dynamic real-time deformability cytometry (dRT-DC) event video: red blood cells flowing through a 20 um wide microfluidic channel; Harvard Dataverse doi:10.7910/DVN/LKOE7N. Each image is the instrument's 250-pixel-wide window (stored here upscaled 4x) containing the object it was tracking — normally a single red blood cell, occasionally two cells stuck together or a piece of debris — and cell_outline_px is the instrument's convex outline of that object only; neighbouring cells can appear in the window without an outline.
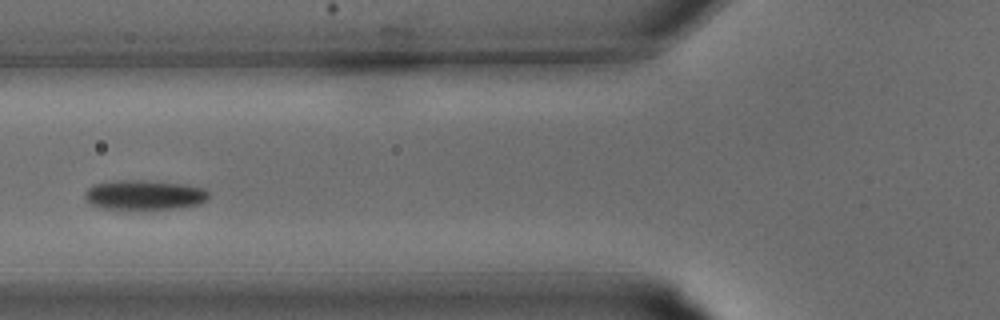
{"species": "common noctule bat (a hibernating species)", "species_latin": "Nyctalus noctula", "temperature_condition": "warm", "stored_images_in_passage": 25, "camera_frame_rate_fps": 3000, "um_per_image_px": 0.085, "animal": {"sex": "male", "body_mass_g": 15.6}, "frame": {"image": 1, "passage_image": 8, "time_ms": 2.333, "image_size_px": [1000, 320], "cell_outline_px": [[208, 200], [200, 204], [176, 208], [148, 212], [120, 212], [100, 208], [92, 204], [84, 196], [84, 192], [92, 184], [116, 180], [160, 180], [188, 184], [204, 188], [208, 192]], "centroid_in_image_um": [12.26, 16.61], "position_along_channel_um": 113.5, "area_um2": 23.12}}
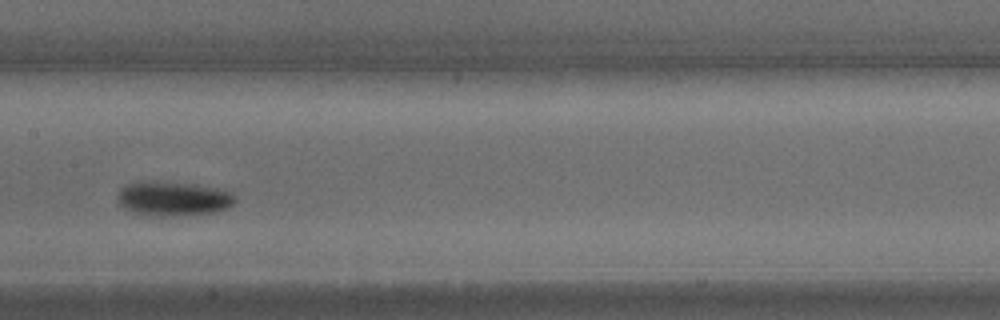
{"frame": {"image": 2, "passage_image": 12, "time_ms": 3.667, "image_size_px": [1000, 320], "cell_outline_px": [[236, 200], [228, 208], [216, 212], [136, 212], [124, 208], [120, 204], [120, 188], [136, 180], [196, 184], [216, 188], [228, 192], [236, 196]], "centroid_in_image_um": [14.76, 16.79], "position_along_channel_um": 192.6, "area_um2": 21.96}}
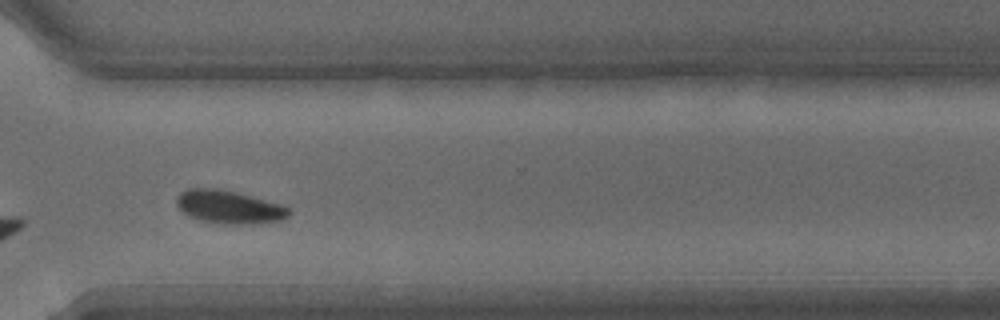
{"frame": {"image": 3, "passage_image": 20, "time_ms": 6.333, "image_size_px": [1000, 320], "cell_outline_px": [[292, 212], [284, 220], [256, 224], [228, 224], [204, 220], [192, 216], [184, 212], [176, 204], [176, 196], [180, 192], [188, 188], [216, 188], [284, 204], [292, 208]], "centroid_in_image_um": [19.55, 17.59], "position_along_channel_um": 351.0, "area_um2": 21.68}}